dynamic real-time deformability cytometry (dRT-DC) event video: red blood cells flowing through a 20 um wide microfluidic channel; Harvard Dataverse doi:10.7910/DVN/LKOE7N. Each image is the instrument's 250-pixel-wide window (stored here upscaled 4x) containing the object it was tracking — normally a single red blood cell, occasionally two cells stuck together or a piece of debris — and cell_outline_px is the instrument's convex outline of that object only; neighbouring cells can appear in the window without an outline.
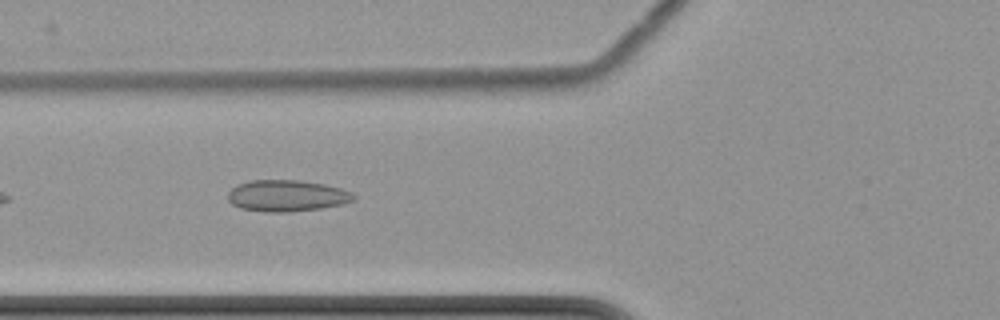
{"species": "common noctule bat (a hibernating species)", "species_latin": "Nyctalus noctula", "temperature_condition": "cold", "stored_images_in_passage": 7, "camera_frame_rate_fps": 3000, "um_per_image_px": 0.085, "animal": {"sex": "female", "body_mass_g": 22.7, "forearm_length_mm": 54.2}, "frame": {"image": 1, "passage_image": 6, "time_ms": 7.0, "image_size_px": [1000, 320], "cell_outline_px": [[356, 196], [352, 200], [340, 204], [320, 208], [288, 212], [268, 212], [240, 208], [232, 204], [228, 200], [228, 192], [236, 184], [248, 180], [300, 180], [324, 184], [340, 188], [352, 192]], "centroid_in_image_um": [24.33, 16.62], "position_along_channel_um": 101.5, "area_um2": 23.0}}
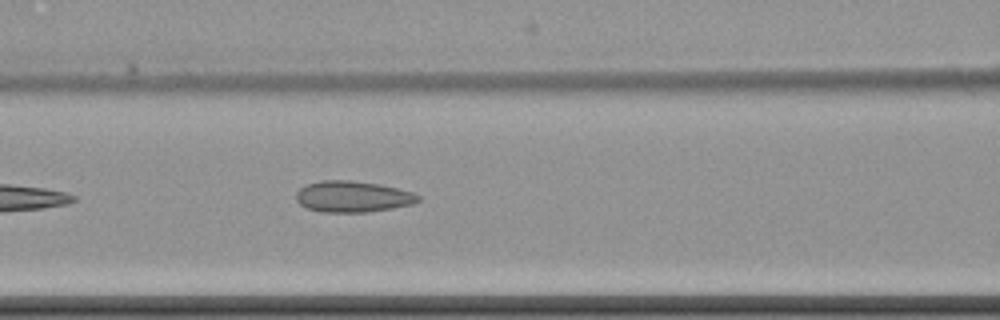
{"frame": {"image": 2, "passage_image": 7, "time_ms": 8.0, "image_size_px": [1000, 320], "cell_outline_px": [[420, 200], [412, 204], [392, 208], [368, 212], [320, 212], [308, 208], [300, 204], [296, 200], [296, 192], [300, 188], [308, 184], [320, 180], [352, 180], [380, 184], [412, 192], [420, 196]], "centroid_in_image_um": [29.97, 16.71], "position_along_channel_um": 136.6, "area_um2": 22.2}}